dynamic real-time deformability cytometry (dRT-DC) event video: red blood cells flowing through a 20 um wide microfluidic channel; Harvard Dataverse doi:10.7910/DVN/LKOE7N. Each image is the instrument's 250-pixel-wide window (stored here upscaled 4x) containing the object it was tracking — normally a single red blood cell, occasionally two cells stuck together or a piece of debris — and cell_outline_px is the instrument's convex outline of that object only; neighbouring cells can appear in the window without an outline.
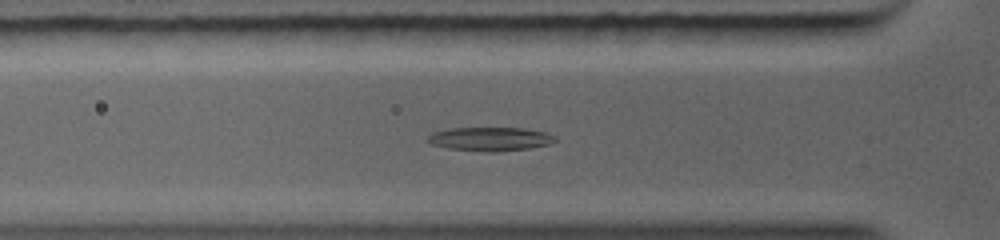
{"species": "common noctule bat (a hibernating species)", "species_latin": "Nyctalus noctula", "temperature_condition": "warm", "stored_images_in_passage": 40, "camera_frame_rate_fps": 5000, "um_per_image_px": 0.085, "animal": {"sex": "female", "body_mass_g": 19.0, "forearm_length_mm": 56.7}, "frame": {"image": 1, "passage_image": 3, "time_ms": 0.4, "image_size_px": [1000, 240], "cell_outline_px": [[556, 140], [548, 144], [532, 148], [496, 152], [492, 152], [448, 148], [432, 144], [424, 140], [432, 132], [452, 128], [524, 128], [548, 132], [556, 136]], "centroid_in_image_um": [41.68, 11.81], "position_along_channel_um": 84.1, "area_um2": 17.74}}
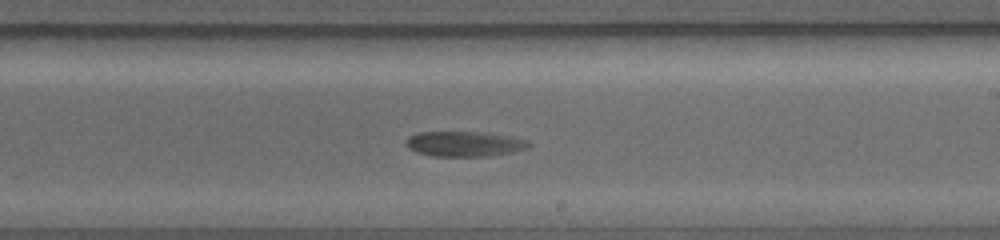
{"frame": {"image": 2, "passage_image": 18, "time_ms": 4.0, "image_size_px": [1000, 240], "cell_outline_px": [[532, 144], [528, 148], [512, 152], [492, 156], [432, 156], [416, 152], [404, 140], [408, 136], [420, 132], [480, 132], [512, 136], [528, 140]], "centroid_in_image_um": [39.53, 12.23], "position_along_channel_um": 249.5, "area_um2": 18.03}}
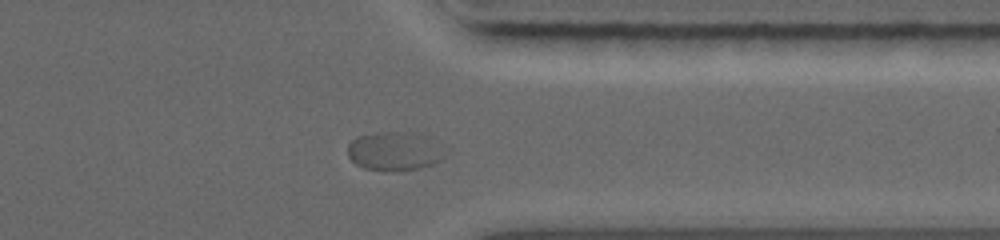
{"frame": {"image": 3, "passage_image": 31, "time_ms": 6.8, "image_size_px": [1000, 240], "cell_outline_px": [[448, 156], [432, 164], [420, 168], [364, 168], [356, 164], [348, 156], [348, 144], [356, 136], [388, 132], [408, 132]], "centroid_in_image_um": [33.36, 12.86], "position_along_channel_um": 378.0, "area_um2": 19.94}}